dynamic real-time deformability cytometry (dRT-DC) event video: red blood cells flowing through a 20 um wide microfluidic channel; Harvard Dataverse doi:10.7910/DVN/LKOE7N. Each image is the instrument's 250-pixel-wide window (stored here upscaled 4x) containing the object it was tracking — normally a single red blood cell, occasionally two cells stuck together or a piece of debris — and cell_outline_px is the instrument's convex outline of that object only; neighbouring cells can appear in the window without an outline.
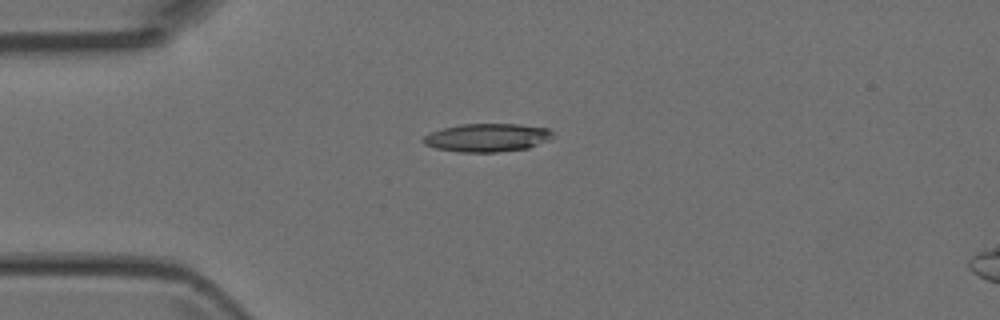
{"species": "Egyptian fruit bat (a non-hibernating species)", "species_latin": "Rousettus aegyptiacus", "temperature_condition": "room temperature", "stored_images_in_passage": 4, "camera_frame_rate_fps": 3000, "um_per_image_px": 0.085, "animal": {"sex": "female"}, "frame": {"image": 1, "passage_image": 3, "time_ms": 3.333, "image_size_px": [1000, 320], "cell_outline_px": [[556, 136], [548, 140], [528, 148], [496, 152], [460, 152], [436, 148], [424, 144], [420, 140], [424, 136], [432, 132], [444, 128], [460, 124], [520, 124], [548, 128]], "centroid_in_image_um": [41.42, 11.69], "position_along_channel_um": 43.6, "area_um2": 21.33}}